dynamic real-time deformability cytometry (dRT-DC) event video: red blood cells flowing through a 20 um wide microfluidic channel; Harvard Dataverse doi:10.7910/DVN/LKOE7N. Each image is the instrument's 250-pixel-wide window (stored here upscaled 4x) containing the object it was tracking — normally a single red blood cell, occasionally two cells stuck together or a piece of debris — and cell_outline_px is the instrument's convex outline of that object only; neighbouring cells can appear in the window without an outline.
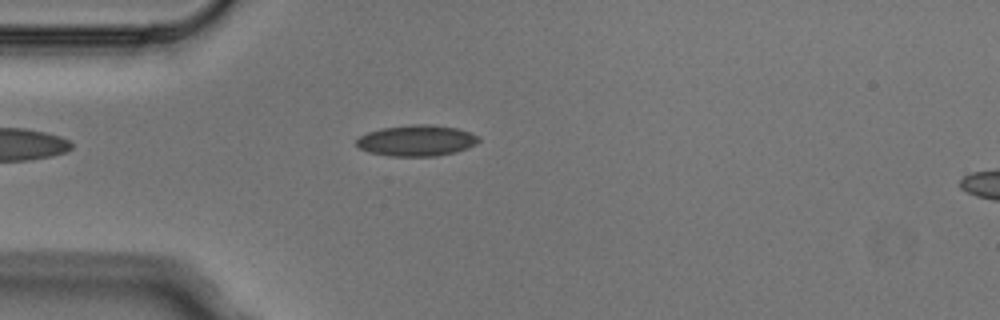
{"species": "Egyptian fruit bat (a non-hibernating species)", "species_latin": "Rousettus aegyptiacus", "temperature_condition": "cold", "stored_images_in_passage": 3, "camera_frame_rate_fps": 3000, "um_per_image_px": 0.085, "animal": {"sex": "male"}, "frame": {"image": 1, "passage_image": 3, "time_ms": 0.667, "image_size_px": [1000, 320], "cell_outline_px": [[480, 140], [476, 144], [456, 152], [436, 156], [388, 156], [368, 152], [360, 148], [356, 144], [356, 140], [360, 136], [368, 132], [380, 128], [412, 124], [432, 124], [456, 128], [480, 136]], "centroid_in_image_um": [35.4, 11.94], "position_along_channel_um": 49.6, "area_um2": 22.2}}